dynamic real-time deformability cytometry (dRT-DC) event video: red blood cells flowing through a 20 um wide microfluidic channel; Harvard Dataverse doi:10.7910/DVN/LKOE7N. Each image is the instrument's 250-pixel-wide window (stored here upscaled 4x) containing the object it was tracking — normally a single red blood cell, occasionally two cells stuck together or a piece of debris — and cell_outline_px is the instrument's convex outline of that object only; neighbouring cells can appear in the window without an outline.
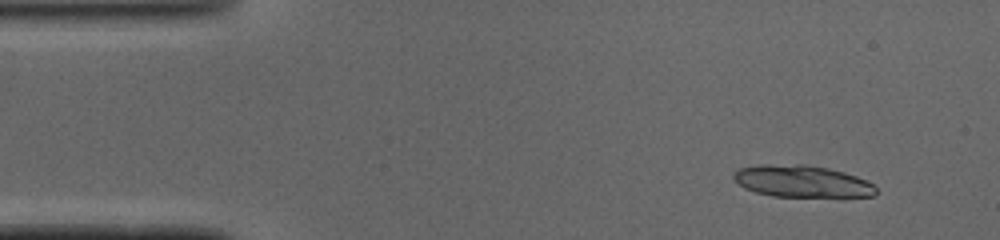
{"species": "common noctule bat (a hibernating species)", "species_latin": "Nyctalus noctula", "temperature_condition": "cold", "stored_images_in_passage": 33, "camera_frame_rate_fps": 3000, "um_per_image_px": 0.085, "animal": {"sex": "male", "body_mass_g": 19.0, "forearm_length_mm": 50.8}, "frame": {"image": 1, "passage_image": 4, "time_ms": 1.0, "image_size_px": [1000, 240], "cell_outline_px": [[876, 196], [772, 196], [756, 192], [744, 188], [732, 180], [732, 176], [740, 168], [756, 164], [804, 164], [828, 168], [844, 172], [868, 180], [876, 188]], "centroid_in_image_um": [68.13, 15.4], "position_along_channel_um": 16.9, "area_um2": 26.53}}